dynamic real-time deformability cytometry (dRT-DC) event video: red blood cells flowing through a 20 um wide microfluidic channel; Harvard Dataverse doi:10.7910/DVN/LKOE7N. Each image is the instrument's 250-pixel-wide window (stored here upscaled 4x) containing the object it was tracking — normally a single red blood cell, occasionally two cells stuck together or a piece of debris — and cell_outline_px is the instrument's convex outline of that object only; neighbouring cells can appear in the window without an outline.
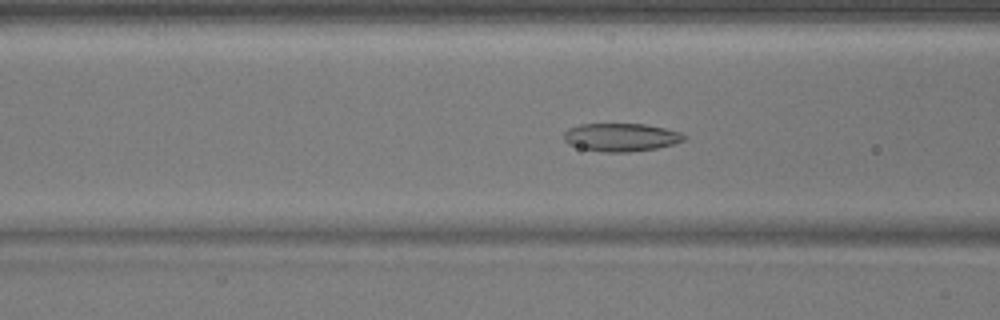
{"species": "common noctule bat (a hibernating species)", "species_latin": "Nyctalus noctula", "temperature_condition": "warm", "stored_images_in_passage": 38, "camera_frame_rate_fps": 3000, "um_per_image_px": 0.085, "animal": {"sex": "male", "body_mass_g": 17.9}, "frame": {"image": 1, "passage_image": 7, "time_ms": 2.0, "image_size_px": [1000, 320], "cell_outline_px": [[688, 136], [684, 140], [672, 144], [656, 148], [628, 152], [604, 152], [580, 148], [568, 144], [564, 140], [564, 132], [568, 128], [580, 124], [644, 124], [664, 128], [680, 132]], "centroid_in_image_um": [52.77, 11.66], "position_along_channel_um": 113.8, "area_um2": 19.65}}
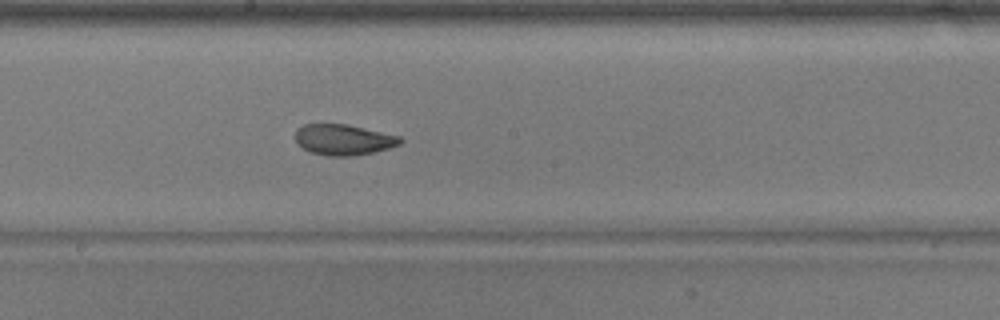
{"frame": {"image": 2, "passage_image": 15, "time_ms": 4.667, "image_size_px": [1000, 320], "cell_outline_px": [[404, 140], [400, 144], [388, 148], [372, 152], [352, 156], [328, 156], [312, 152], [304, 148], [296, 140], [296, 128], [304, 124], [348, 124], [400, 136]], "centroid_in_image_um": [29.22, 11.86], "position_along_channel_um": 219.0, "area_um2": 18.67}}
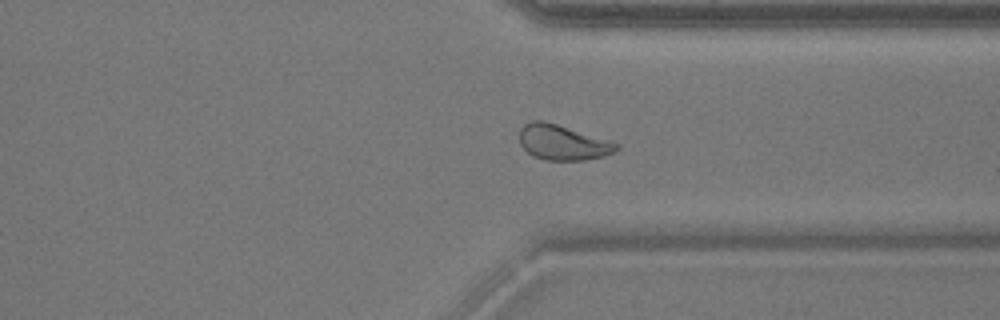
{"frame": {"image": 3, "passage_image": 26, "time_ms": 8.333, "image_size_px": [1000, 320], "cell_outline_px": [[620, 148], [604, 156], [584, 160], [544, 160], [532, 156], [520, 144], [520, 128], [524, 124], [532, 120], [544, 120], [620, 144]], "centroid_in_image_um": [47.8, 12.11], "position_along_channel_um": 363.6, "area_um2": 19.77}}